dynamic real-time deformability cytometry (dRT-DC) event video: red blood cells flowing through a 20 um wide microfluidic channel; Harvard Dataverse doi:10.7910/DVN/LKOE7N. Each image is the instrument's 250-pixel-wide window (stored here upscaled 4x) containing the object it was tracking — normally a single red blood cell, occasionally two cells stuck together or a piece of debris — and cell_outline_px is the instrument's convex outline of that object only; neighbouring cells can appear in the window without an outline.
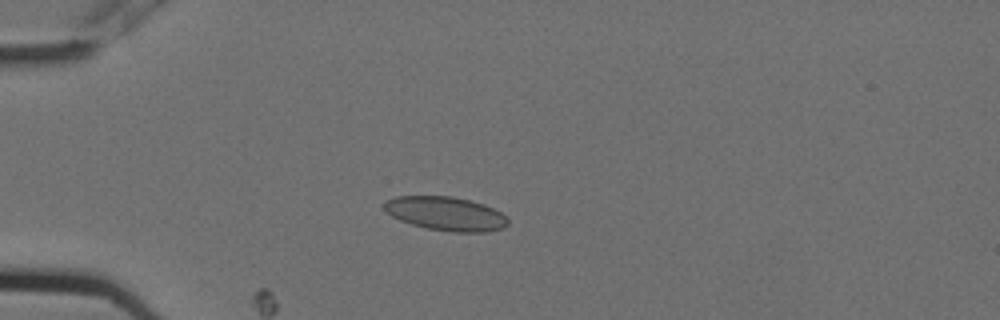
{"species": "Egyptian fruit bat (a non-hibernating species)", "species_latin": "Rousettus aegyptiacus", "temperature_condition": "cold", "stored_images_in_passage": 7, "camera_frame_rate_fps": 3000, "um_per_image_px": 0.085, "animal": {"sex": "female"}, "frame": {"image": 1, "passage_image": 4, "time_ms": 1.0, "image_size_px": [1000, 320], "cell_outline_px": [[508, 224], [504, 228], [484, 232], [452, 232], [424, 228], [400, 220], [392, 216], [384, 208], [384, 204], [388, 200], [396, 196], [452, 196], [484, 204], [508, 216]], "centroid_in_image_um": [37.92, 18.17], "position_along_channel_um": 47.1, "area_um2": 24.39}}